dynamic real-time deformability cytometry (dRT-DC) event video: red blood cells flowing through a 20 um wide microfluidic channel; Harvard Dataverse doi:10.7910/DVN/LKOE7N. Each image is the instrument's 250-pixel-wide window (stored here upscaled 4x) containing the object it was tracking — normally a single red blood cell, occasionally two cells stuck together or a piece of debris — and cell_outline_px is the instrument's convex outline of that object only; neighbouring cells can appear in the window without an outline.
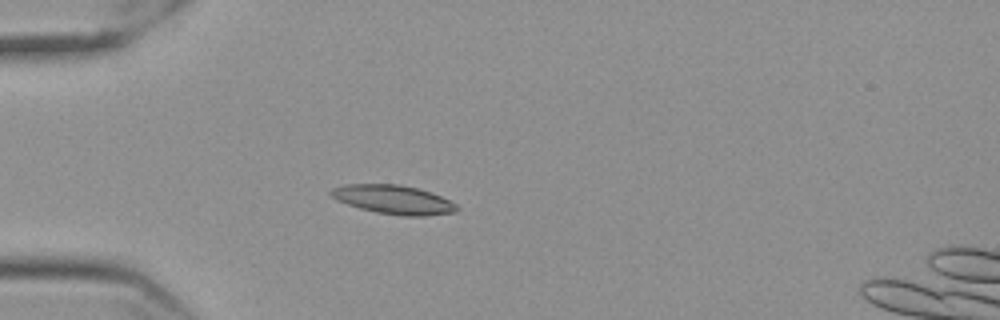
{"species": "Egyptian fruit bat (a non-hibernating species)", "species_latin": "Rousettus aegyptiacus", "temperature_condition": "cold", "stored_images_in_passage": 42, "camera_frame_rate_fps": 3000, "um_per_image_px": 0.085, "frame": {"image": 1, "passage_image": 1, "time_ms": 0.0, "image_size_px": [1000, 320], "cell_outline_px": [[460, 208], [456, 212], [424, 216], [404, 216], [376, 212], [360, 208], [336, 200], [328, 192], [332, 188], [344, 184], [400, 184], [432, 192], [456, 204]], "centroid_in_image_um": [33.44, 16.96], "position_along_channel_um": 51.6, "area_um2": 21.21}}
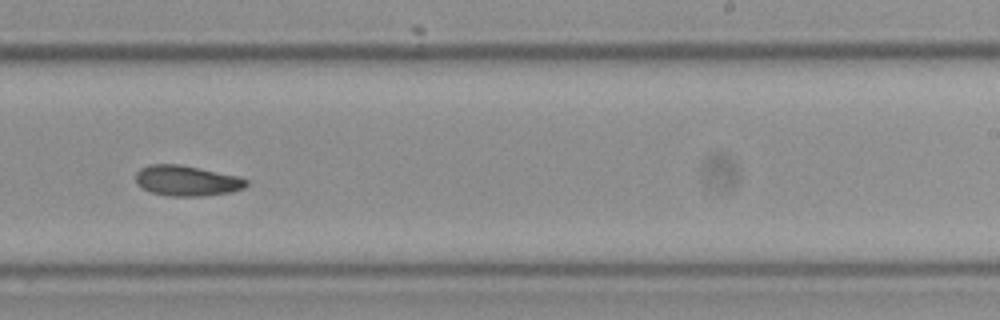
{"frame": {"image": 2, "passage_image": 21, "time_ms": 6.667, "image_size_px": [1000, 320], "cell_outline_px": [[248, 184], [244, 188], [232, 192], [204, 196], [168, 196], [152, 192], [136, 184], [136, 172], [140, 168], [148, 164], [180, 164], [236, 176], [248, 180]], "centroid_in_image_um": [15.86, 15.36], "position_along_channel_um": 273.1, "area_um2": 19.59}}
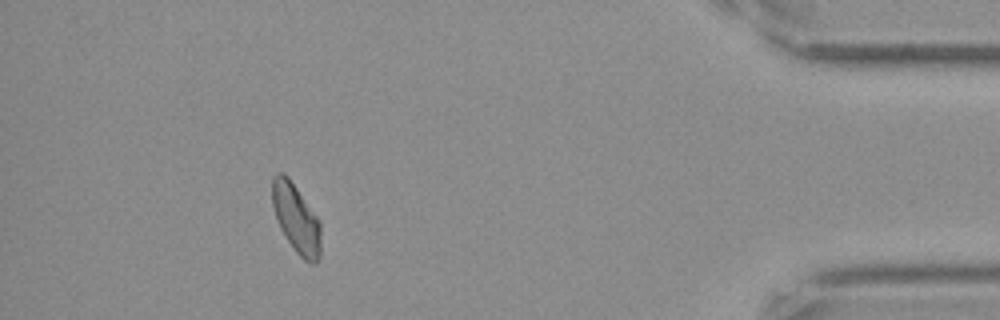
{"frame": {"image": 3, "passage_image": 37, "time_ms": 12.0, "image_size_px": [1000, 320], "cell_outline_px": [[320, 256], [316, 264], [312, 264], [304, 260], [296, 252], [280, 228], [272, 204], [272, 176], [276, 172], [284, 172], [288, 176], [320, 220]], "centroid_in_image_um": [25.18, 18.55], "position_along_channel_um": 410.0, "area_um2": 19.54}, "authors_computed_cell_mechanics": {"area_um2": 19.4786, "velocity_mm_per_s": 3.5206, "shape_relaxation_time_tau1_ms": null, "shape_relaxation_time_tau2_ms": 5.4941, "deformation_change_tau1": null, "deformation_change_tau2": 0.1156}}